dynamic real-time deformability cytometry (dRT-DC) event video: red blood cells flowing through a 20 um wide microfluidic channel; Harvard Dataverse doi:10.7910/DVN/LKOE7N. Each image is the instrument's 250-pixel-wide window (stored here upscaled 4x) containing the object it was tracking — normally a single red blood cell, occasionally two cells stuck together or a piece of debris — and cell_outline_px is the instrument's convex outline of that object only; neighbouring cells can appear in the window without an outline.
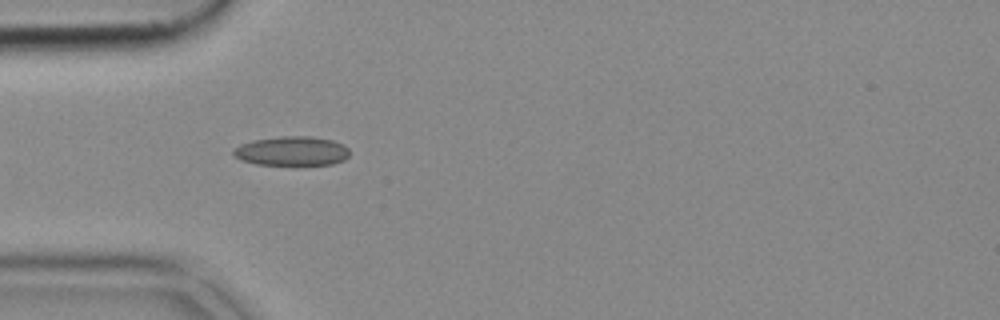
{"species": "common noctule bat (a hibernating species)", "species_latin": "Nyctalus noctula", "temperature_condition": "cold", "stored_images_in_passage": 11, "camera_frame_rate_fps": 3000, "um_per_image_px": 0.085, "animal": {"sex": "female", "body_mass_g": 18.4}, "frame": {"image": 1, "passage_image": 4, "time_ms": 1.0, "image_size_px": [1000, 320], "cell_outline_px": [[348, 156], [344, 160], [332, 164], [256, 164], [240, 160], [232, 152], [232, 148], [240, 144], [252, 140], [284, 136], [312, 136], [332, 140], [344, 144], [348, 148]], "centroid_in_image_um": [24.79, 12.82], "position_along_channel_um": 60.2, "area_um2": 19.77}}